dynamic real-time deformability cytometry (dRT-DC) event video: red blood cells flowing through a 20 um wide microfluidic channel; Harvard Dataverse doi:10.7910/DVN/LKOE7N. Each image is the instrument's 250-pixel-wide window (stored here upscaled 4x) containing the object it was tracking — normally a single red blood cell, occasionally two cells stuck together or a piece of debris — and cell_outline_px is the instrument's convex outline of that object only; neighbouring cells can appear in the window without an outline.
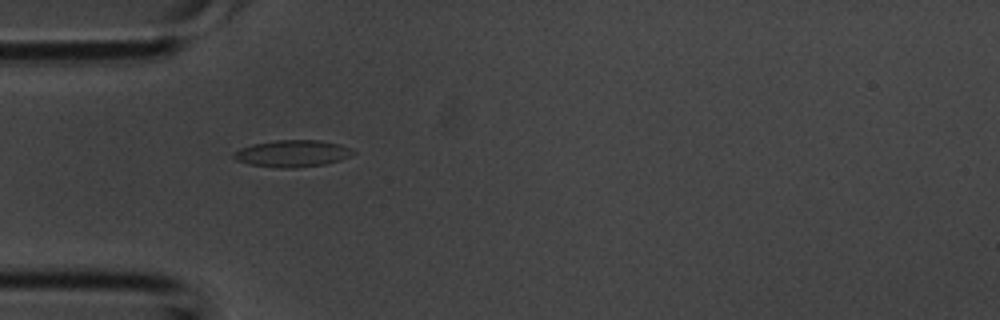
{"species": "common noctule bat (a hibernating species)", "species_latin": "Nyctalus noctula", "temperature_condition": "room temperature", "stored_images_in_passage": 3, "camera_frame_rate_fps": 3000, "um_per_image_px": 0.085, "animal": {"sex": "male", "body_mass_g": 20.1, "forearm_length_mm": 53.5}, "frame": {"image": 1, "passage_image": 2, "time_ms": 0.333, "image_size_px": [1000, 320], "cell_outline_px": [[356, 152], [340, 160], [324, 164], [296, 168], [280, 168], [248, 164], [236, 160], [232, 156], [232, 152], [240, 148], [252, 144], [276, 140], [320, 140], [340, 144], [352, 148]], "centroid_in_image_um": [24.83, 13.04], "position_along_channel_um": 60.2, "area_um2": 18.79}}
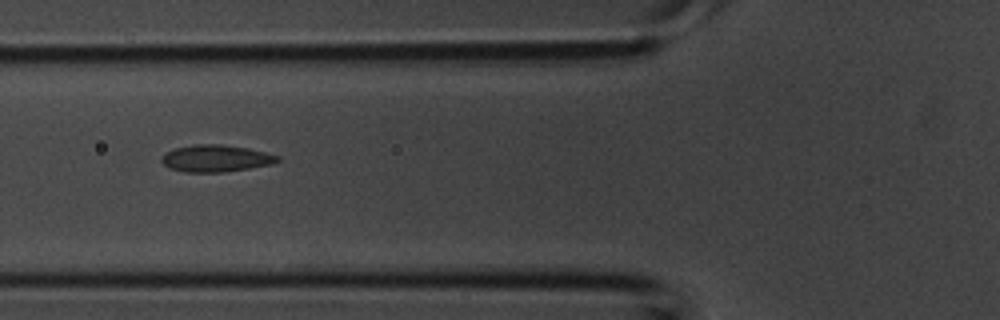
{"frame": {"image": 2, "passage_image": 3, "time_ms": 0.667, "image_size_px": [1000, 320], "cell_outline_px": [[280, 160], [272, 164], [224, 172], [184, 172], [168, 168], [160, 160], [164, 152], [176, 148], [196, 144], [220, 144], [248, 148], [280, 156]], "centroid_in_image_um": [18.32, 13.46], "position_along_channel_um": 107.5, "area_um2": 18.21}}